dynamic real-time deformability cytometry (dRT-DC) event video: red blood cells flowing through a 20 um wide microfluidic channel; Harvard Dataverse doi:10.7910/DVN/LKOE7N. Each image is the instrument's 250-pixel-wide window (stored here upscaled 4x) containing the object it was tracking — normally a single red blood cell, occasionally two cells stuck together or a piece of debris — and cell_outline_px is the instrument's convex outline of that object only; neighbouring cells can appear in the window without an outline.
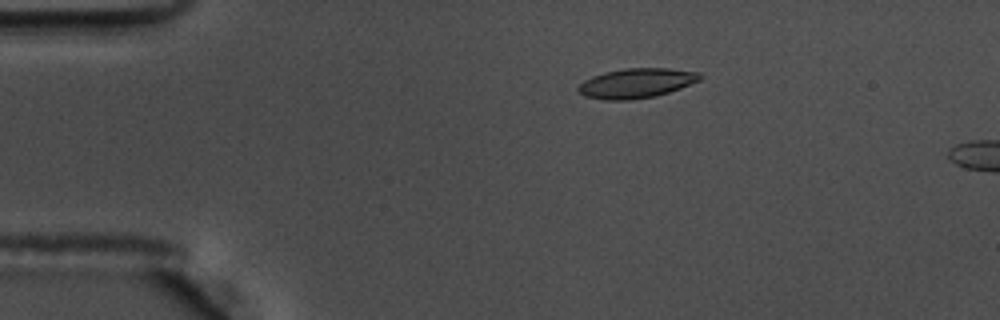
{"species": "common noctule bat (a hibernating species)", "species_latin": "Nyctalus noctula", "temperature_condition": "warm", "stored_images_in_passage": 15, "camera_frame_rate_fps": 3000, "um_per_image_px": 0.085, "animal": {"sex": "male", "body_mass_g": 17.5, "forearm_length_mm": 52.3}, "frame": {"image": 1, "passage_image": 11, "time_ms": 3.333, "image_size_px": [1000, 320], "cell_outline_px": [[704, 76], [700, 80], [680, 88], [656, 96], [628, 100], [608, 100], [584, 96], [576, 88], [584, 80], [592, 76], [604, 72], [624, 68], [668, 68], [700, 72]], "centroid_in_image_um": [54.1, 7.06], "position_along_channel_um": 30.9, "area_um2": 21.1}}